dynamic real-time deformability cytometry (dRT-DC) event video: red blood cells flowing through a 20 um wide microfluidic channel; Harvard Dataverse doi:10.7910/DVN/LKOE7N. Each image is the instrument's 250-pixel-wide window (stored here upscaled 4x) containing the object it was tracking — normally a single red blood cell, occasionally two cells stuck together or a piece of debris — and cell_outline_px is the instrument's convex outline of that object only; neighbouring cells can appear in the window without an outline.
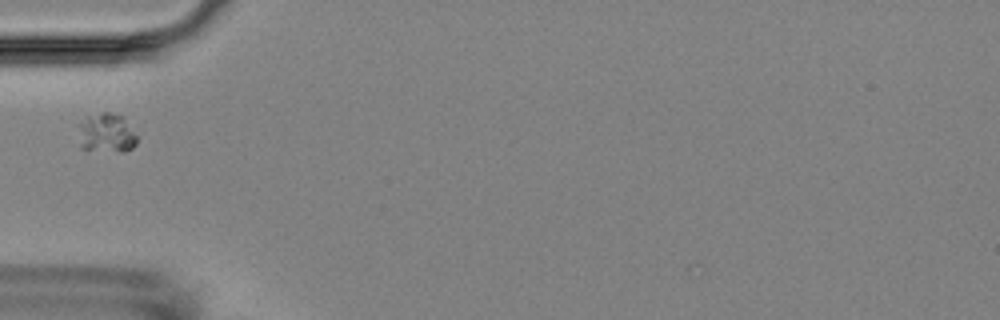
{"species": "Egyptian fruit bat (a non-hibernating species)", "species_latin": "Rousettus aegyptiacus", "temperature_condition": "room temperature", "stored_images_in_passage": 6, "camera_frame_rate_fps": 3000, "um_per_image_px": 0.085, "animal": {"sex": "female"}, "frame": {"image": 1, "passage_image": 1, "time_ms": 0.0, "image_size_px": [1000, 320], "cell_outline_px": [[136, 144], [132, 148], [124, 152], [120, 152], [80, 148], [76, 124], [88, 116], [104, 112], [108, 112], [124, 116], [136, 136]], "centroid_in_image_um": [9.01, 11.3], "position_along_channel_um": 76.0, "area_um2": 13.64}}
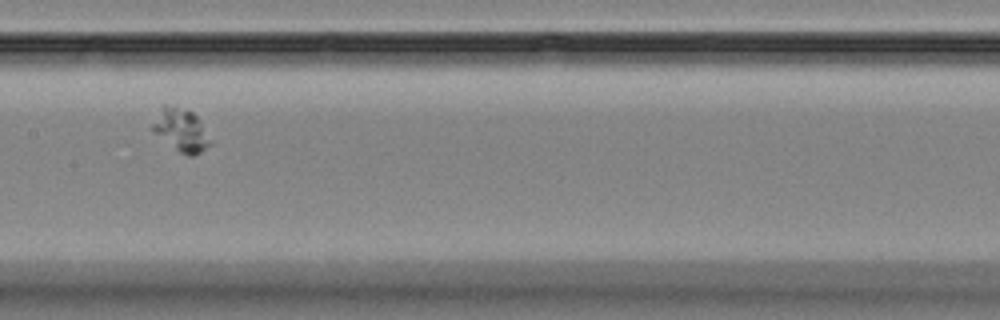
{"frame": {"image": 2, "passage_image": 4, "time_ms": 3.333, "image_size_px": [1000, 320], "cell_outline_px": [[212, 144], [200, 152], [192, 156], [188, 156], [180, 152], [156, 132], [152, 128], [152, 124], [164, 104], [192, 112], [200, 120], [212, 140]], "centroid_in_image_um": [15.46, 11.07], "position_along_channel_um": 191.9, "area_um2": 13.81}}
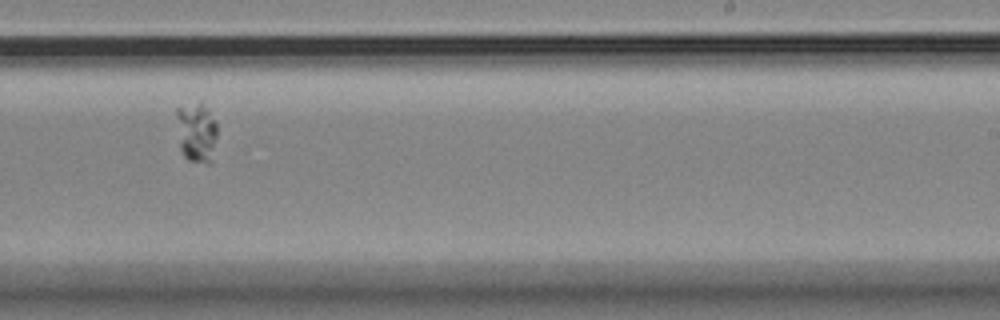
{"frame": {"image": 3, "passage_image": 6, "time_ms": 5.667, "image_size_px": [1000, 320], "cell_outline_px": [[216, 136], [212, 164], [208, 164], [188, 160], [184, 156], [180, 148], [176, 116], [176, 108], [200, 100], [208, 108], [216, 120]], "centroid_in_image_um": [16.71, 11.23], "position_along_channel_um": 272.3, "area_um2": 14.62}}